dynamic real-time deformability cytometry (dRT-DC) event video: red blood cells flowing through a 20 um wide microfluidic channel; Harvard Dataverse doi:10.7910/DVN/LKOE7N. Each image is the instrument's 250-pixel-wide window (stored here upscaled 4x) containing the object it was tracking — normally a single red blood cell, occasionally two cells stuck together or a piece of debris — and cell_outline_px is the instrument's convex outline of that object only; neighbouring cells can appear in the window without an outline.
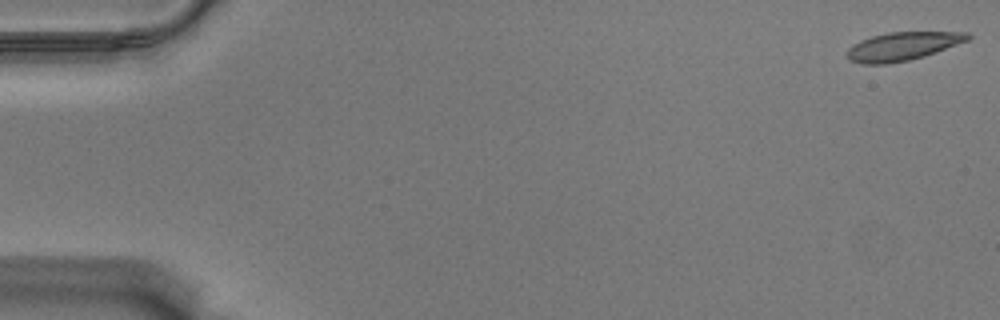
{"species": "Egyptian fruit bat (a non-hibernating species)", "species_latin": "Rousettus aegyptiacus", "temperature_condition": "warm", "stored_images_in_passage": 58, "camera_frame_rate_fps": 3000, "um_per_image_px": 0.085, "animal": {"sex": "male"}, "frame": {"image": 1, "passage_image": 1, "time_ms": 0.0, "image_size_px": [1000, 320], "cell_outline_px": [[972, 36], [968, 40], [936, 52], [924, 56], [908, 60], [888, 64], [864, 64], [848, 60], [844, 56], [848, 48], [860, 40], [872, 36], [888, 32], [968, 32]], "centroid_in_image_um": [76.67, 3.94], "position_along_channel_um": 8.3, "area_um2": 20.0}}
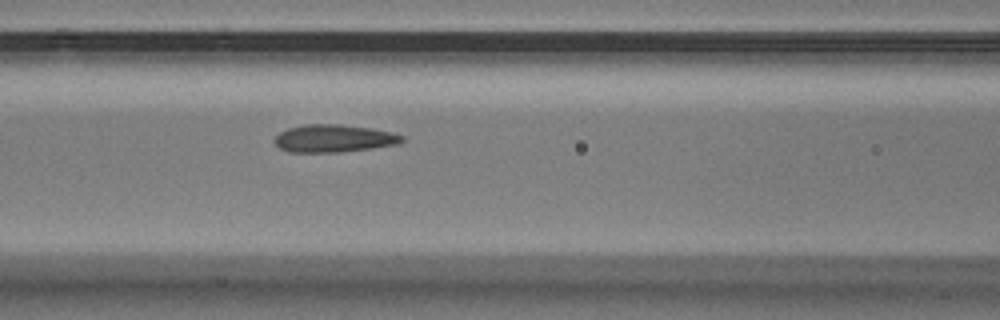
{"frame": {"image": 2, "passage_image": 25, "time_ms": 8.0, "image_size_px": [1000, 320], "cell_outline_px": [[404, 140], [396, 144], [372, 148], [340, 152], [288, 152], [280, 148], [272, 140], [280, 132], [288, 128], [304, 124], [336, 124], [368, 128], [392, 132], [404, 136]], "centroid_in_image_um": [28.34, 11.77], "position_along_channel_um": 138.3, "area_um2": 20.4}}
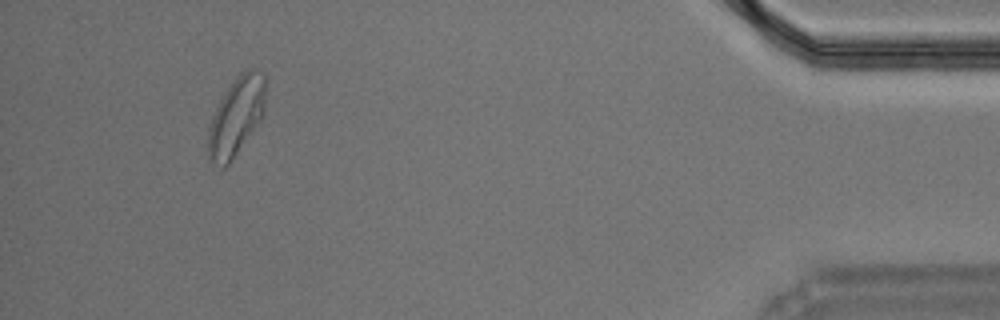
{"frame": {"image": 3, "passage_image": 54, "time_ms": 17.667, "image_size_px": [1000, 320], "cell_outline_px": [[264, 116], [228, 164], [224, 168], [220, 168], [208, 160], [208, 128], [212, 116], [220, 100], [236, 76], [240, 72], [248, 68], [252, 68], [264, 72]], "centroid_in_image_um": [20.07, 9.9], "position_along_channel_um": 415.1, "area_um2": 26.13}, "authors_computed_cell_mechanics": {"area_um2": 20.4612, "velocity_mm_per_s": 3.5108, "shape_relaxation_time_tau1_ms": 5.392, "shape_relaxation_time_tau2_ms": 1.3229, "deformation_change_tau1": 0.1555, "deformation_change_tau2": 0.0808}}